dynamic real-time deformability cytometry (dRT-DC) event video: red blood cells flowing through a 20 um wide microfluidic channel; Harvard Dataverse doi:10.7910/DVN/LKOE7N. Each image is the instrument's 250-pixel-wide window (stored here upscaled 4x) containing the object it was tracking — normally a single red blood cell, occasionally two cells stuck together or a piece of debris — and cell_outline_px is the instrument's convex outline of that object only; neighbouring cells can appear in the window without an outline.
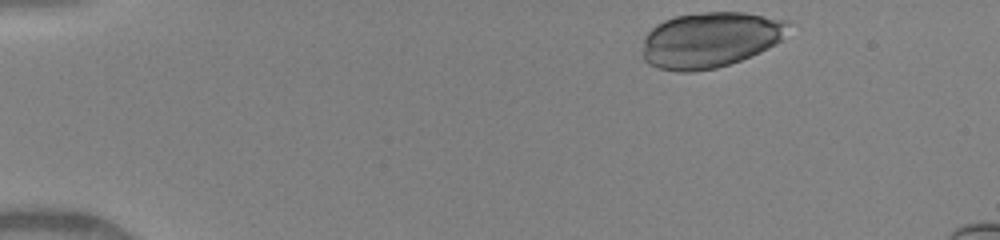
{"species": "human", "species_latin": "Homo sapiens", "temperature_condition": "warm", "stored_images_in_passage": 37, "camera_frame_rate_fps": 3000, "um_per_image_px": 0.085, "donor": {"sex": "female"}, "frame": {"image": 1, "passage_image": 1, "time_ms": 0.0, "image_size_px": [1000, 240], "cell_outline_px": [[788, 24], [780, 40], [768, 48], [760, 52], [740, 60], [716, 68], [692, 72], [680, 72], [656, 68], [648, 64], [644, 60], [644, 36], [652, 28], [664, 20], [676, 16], [704, 12], [744, 12], [788, 20]], "centroid_in_image_um": [60.33, 3.39], "position_along_channel_um": 24.7, "area_um2": 46.99}}
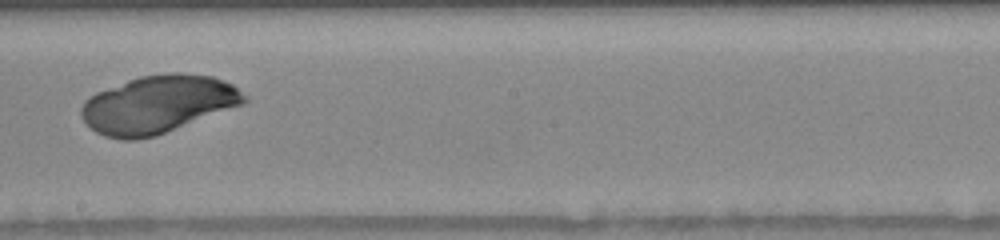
{"frame": {"image": 2, "passage_image": 20, "time_ms": 7.333, "image_size_px": [1000, 240], "cell_outline_px": [[248, 100], [244, 104], [156, 136], [136, 140], [124, 140], [104, 136], [96, 132], [80, 116], [80, 108], [84, 100], [88, 96], [96, 92], [128, 80], [140, 76], [168, 72], [184, 72], [212, 76], [232, 84], [248, 96]], "centroid_in_image_um": [13.43, 8.86], "position_along_channel_um": 234.8, "area_um2": 55.2}}
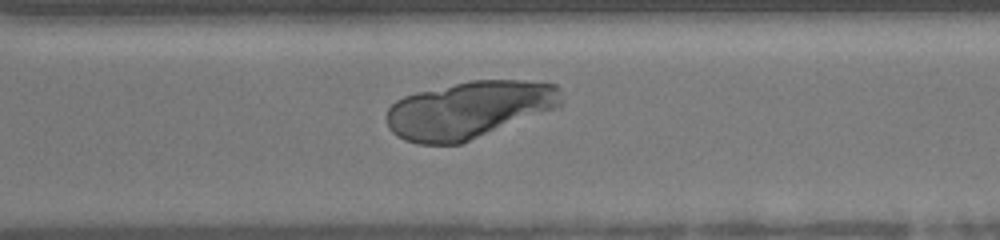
{"frame": {"image": 3, "passage_image": 26, "time_ms": 9.667, "image_size_px": [1000, 240], "cell_outline_px": [[564, 104], [560, 108], [460, 144], [416, 144], [404, 140], [396, 136], [388, 128], [388, 108], [396, 100], [404, 96], [416, 92], [472, 80], [524, 80], [556, 84], [560, 92]], "centroid_in_image_um": [39.92, 9.34], "position_along_channel_um": 330.7, "area_um2": 58.78}}